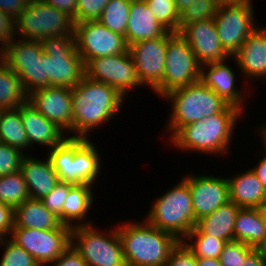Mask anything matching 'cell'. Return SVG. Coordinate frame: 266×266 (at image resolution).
Returning <instances> with one entry per match:
<instances>
[{"label":"cell","instance_id":"6da1fadb","mask_svg":"<svg viewBox=\"0 0 266 266\" xmlns=\"http://www.w3.org/2000/svg\"><path fill=\"white\" fill-rule=\"evenodd\" d=\"M71 99L73 135L67 136L86 139L93 129L118 115L126 101L113 87L86 76L71 89Z\"/></svg>","mask_w":266,"mask_h":266},{"label":"cell","instance_id":"7a4b0ae2","mask_svg":"<svg viewBox=\"0 0 266 266\" xmlns=\"http://www.w3.org/2000/svg\"><path fill=\"white\" fill-rule=\"evenodd\" d=\"M243 112L228 105L222 112L180 127L169 139L176 148L204 154H225L229 151L233 132ZM229 147V148H228Z\"/></svg>","mask_w":266,"mask_h":266},{"label":"cell","instance_id":"3957f363","mask_svg":"<svg viewBox=\"0 0 266 266\" xmlns=\"http://www.w3.org/2000/svg\"><path fill=\"white\" fill-rule=\"evenodd\" d=\"M126 223L117 226L126 266H166L179 240L147 220Z\"/></svg>","mask_w":266,"mask_h":266},{"label":"cell","instance_id":"277c9868","mask_svg":"<svg viewBox=\"0 0 266 266\" xmlns=\"http://www.w3.org/2000/svg\"><path fill=\"white\" fill-rule=\"evenodd\" d=\"M99 154L90 139L67 137L47 155L60 182L92 186L102 166Z\"/></svg>","mask_w":266,"mask_h":266},{"label":"cell","instance_id":"5b68a950","mask_svg":"<svg viewBox=\"0 0 266 266\" xmlns=\"http://www.w3.org/2000/svg\"><path fill=\"white\" fill-rule=\"evenodd\" d=\"M162 98L172 103L170 119L165 129L170 137L180 127L220 113L229 105L201 80L175 89Z\"/></svg>","mask_w":266,"mask_h":266},{"label":"cell","instance_id":"8992f818","mask_svg":"<svg viewBox=\"0 0 266 266\" xmlns=\"http://www.w3.org/2000/svg\"><path fill=\"white\" fill-rule=\"evenodd\" d=\"M147 215L146 220L151 225L182 241L196 225L188 183L182 178L172 189L157 197Z\"/></svg>","mask_w":266,"mask_h":266},{"label":"cell","instance_id":"52a82bcc","mask_svg":"<svg viewBox=\"0 0 266 266\" xmlns=\"http://www.w3.org/2000/svg\"><path fill=\"white\" fill-rule=\"evenodd\" d=\"M46 54L47 87L73 88L85 77V63L76 50L74 34L40 39Z\"/></svg>","mask_w":266,"mask_h":266},{"label":"cell","instance_id":"ba28073f","mask_svg":"<svg viewBox=\"0 0 266 266\" xmlns=\"http://www.w3.org/2000/svg\"><path fill=\"white\" fill-rule=\"evenodd\" d=\"M71 246L88 266H126L117 227L108 232L93 224L72 227Z\"/></svg>","mask_w":266,"mask_h":266},{"label":"cell","instance_id":"9c48e42d","mask_svg":"<svg viewBox=\"0 0 266 266\" xmlns=\"http://www.w3.org/2000/svg\"><path fill=\"white\" fill-rule=\"evenodd\" d=\"M14 22L19 39L40 40L74 34L73 18L42 0H30Z\"/></svg>","mask_w":266,"mask_h":266},{"label":"cell","instance_id":"30bf717a","mask_svg":"<svg viewBox=\"0 0 266 266\" xmlns=\"http://www.w3.org/2000/svg\"><path fill=\"white\" fill-rule=\"evenodd\" d=\"M0 58L17 74L27 94L47 87L46 54L39 40L15 38L0 51Z\"/></svg>","mask_w":266,"mask_h":266},{"label":"cell","instance_id":"8fae6325","mask_svg":"<svg viewBox=\"0 0 266 266\" xmlns=\"http://www.w3.org/2000/svg\"><path fill=\"white\" fill-rule=\"evenodd\" d=\"M201 65L186 40L178 33L167 38L166 61L161 84L154 90L163 97L200 80Z\"/></svg>","mask_w":266,"mask_h":266},{"label":"cell","instance_id":"7c38bea8","mask_svg":"<svg viewBox=\"0 0 266 266\" xmlns=\"http://www.w3.org/2000/svg\"><path fill=\"white\" fill-rule=\"evenodd\" d=\"M252 1L218 5L213 18L224 50L232 57L258 27Z\"/></svg>","mask_w":266,"mask_h":266},{"label":"cell","instance_id":"4fadbf2b","mask_svg":"<svg viewBox=\"0 0 266 266\" xmlns=\"http://www.w3.org/2000/svg\"><path fill=\"white\" fill-rule=\"evenodd\" d=\"M71 229L36 230L13 227L9 238L28 252L40 266H47L71 246Z\"/></svg>","mask_w":266,"mask_h":266},{"label":"cell","instance_id":"5bb4252c","mask_svg":"<svg viewBox=\"0 0 266 266\" xmlns=\"http://www.w3.org/2000/svg\"><path fill=\"white\" fill-rule=\"evenodd\" d=\"M85 76L108 84L123 97L131 90L142 87L129 50L126 53L90 59L85 64Z\"/></svg>","mask_w":266,"mask_h":266},{"label":"cell","instance_id":"9a60e30c","mask_svg":"<svg viewBox=\"0 0 266 266\" xmlns=\"http://www.w3.org/2000/svg\"><path fill=\"white\" fill-rule=\"evenodd\" d=\"M76 50L86 64L90 59L126 53L129 46L121 34L111 31L99 21L74 24Z\"/></svg>","mask_w":266,"mask_h":266},{"label":"cell","instance_id":"2e32d148","mask_svg":"<svg viewBox=\"0 0 266 266\" xmlns=\"http://www.w3.org/2000/svg\"><path fill=\"white\" fill-rule=\"evenodd\" d=\"M172 32L167 31L156 39H147L129 45V52L135 64L136 73L142 86L147 85L154 91L163 80L167 38Z\"/></svg>","mask_w":266,"mask_h":266},{"label":"cell","instance_id":"e0dca14e","mask_svg":"<svg viewBox=\"0 0 266 266\" xmlns=\"http://www.w3.org/2000/svg\"><path fill=\"white\" fill-rule=\"evenodd\" d=\"M183 179L190 188L195 221L209 215L230 201L226 177L187 174Z\"/></svg>","mask_w":266,"mask_h":266},{"label":"cell","instance_id":"ac0fdd59","mask_svg":"<svg viewBox=\"0 0 266 266\" xmlns=\"http://www.w3.org/2000/svg\"><path fill=\"white\" fill-rule=\"evenodd\" d=\"M179 34L191 47L201 66L209 63L222 62L232 58L220 43L213 19L184 25L179 30Z\"/></svg>","mask_w":266,"mask_h":266},{"label":"cell","instance_id":"d6986e66","mask_svg":"<svg viewBox=\"0 0 266 266\" xmlns=\"http://www.w3.org/2000/svg\"><path fill=\"white\" fill-rule=\"evenodd\" d=\"M28 102L66 134L72 133L71 88L42 87L28 94Z\"/></svg>","mask_w":266,"mask_h":266},{"label":"cell","instance_id":"ffe728a7","mask_svg":"<svg viewBox=\"0 0 266 266\" xmlns=\"http://www.w3.org/2000/svg\"><path fill=\"white\" fill-rule=\"evenodd\" d=\"M244 78L266 80V29L258 27L246 38L232 56Z\"/></svg>","mask_w":266,"mask_h":266},{"label":"cell","instance_id":"44dd1931","mask_svg":"<svg viewBox=\"0 0 266 266\" xmlns=\"http://www.w3.org/2000/svg\"><path fill=\"white\" fill-rule=\"evenodd\" d=\"M228 59L222 62L209 63L201 66L200 80L216 92L226 103L242 109L246 103L245 97L241 90L235 87V78L237 79L234 69L228 64ZM244 104V105H243Z\"/></svg>","mask_w":266,"mask_h":266},{"label":"cell","instance_id":"7402d4cb","mask_svg":"<svg viewBox=\"0 0 266 266\" xmlns=\"http://www.w3.org/2000/svg\"><path fill=\"white\" fill-rule=\"evenodd\" d=\"M19 109L31 148L37 143L52 149L68 137L61 128L38 112L28 101Z\"/></svg>","mask_w":266,"mask_h":266},{"label":"cell","instance_id":"603a6c76","mask_svg":"<svg viewBox=\"0 0 266 266\" xmlns=\"http://www.w3.org/2000/svg\"><path fill=\"white\" fill-rule=\"evenodd\" d=\"M20 172L26 181L30 198L33 199L41 200L59 183L57 173L48 157L41 161L32 155H25Z\"/></svg>","mask_w":266,"mask_h":266},{"label":"cell","instance_id":"cb8c5ba5","mask_svg":"<svg viewBox=\"0 0 266 266\" xmlns=\"http://www.w3.org/2000/svg\"><path fill=\"white\" fill-rule=\"evenodd\" d=\"M167 30L162 27L145 0H131L126 28V42L129 45L147 39L163 36Z\"/></svg>","mask_w":266,"mask_h":266},{"label":"cell","instance_id":"d4e9b609","mask_svg":"<svg viewBox=\"0 0 266 266\" xmlns=\"http://www.w3.org/2000/svg\"><path fill=\"white\" fill-rule=\"evenodd\" d=\"M248 169L234 177H227L230 201L240 208H264L266 190L253 171Z\"/></svg>","mask_w":266,"mask_h":266},{"label":"cell","instance_id":"484cf974","mask_svg":"<svg viewBox=\"0 0 266 266\" xmlns=\"http://www.w3.org/2000/svg\"><path fill=\"white\" fill-rule=\"evenodd\" d=\"M239 209L240 207L234 202L228 201L196 221L195 227L189 233H204L227 242L233 241L235 219Z\"/></svg>","mask_w":266,"mask_h":266},{"label":"cell","instance_id":"4316f807","mask_svg":"<svg viewBox=\"0 0 266 266\" xmlns=\"http://www.w3.org/2000/svg\"><path fill=\"white\" fill-rule=\"evenodd\" d=\"M36 230H49L55 228H71L60 222L41 200L29 198L14 208V226Z\"/></svg>","mask_w":266,"mask_h":266},{"label":"cell","instance_id":"83f0119b","mask_svg":"<svg viewBox=\"0 0 266 266\" xmlns=\"http://www.w3.org/2000/svg\"><path fill=\"white\" fill-rule=\"evenodd\" d=\"M91 188L92 186L87 184H74L71 186L62 207V224L70 226L71 228L80 225L94 224L92 220L84 222L93 205L94 194ZM75 220L78 221L76 224L73 222Z\"/></svg>","mask_w":266,"mask_h":266},{"label":"cell","instance_id":"f1b7e54d","mask_svg":"<svg viewBox=\"0 0 266 266\" xmlns=\"http://www.w3.org/2000/svg\"><path fill=\"white\" fill-rule=\"evenodd\" d=\"M265 237L263 208H240L235 219L234 240L256 248Z\"/></svg>","mask_w":266,"mask_h":266},{"label":"cell","instance_id":"f546056e","mask_svg":"<svg viewBox=\"0 0 266 266\" xmlns=\"http://www.w3.org/2000/svg\"><path fill=\"white\" fill-rule=\"evenodd\" d=\"M28 101L21 80L0 58V110L15 109Z\"/></svg>","mask_w":266,"mask_h":266},{"label":"cell","instance_id":"4dcf8cb0","mask_svg":"<svg viewBox=\"0 0 266 266\" xmlns=\"http://www.w3.org/2000/svg\"><path fill=\"white\" fill-rule=\"evenodd\" d=\"M0 142L22 152L31 148L19 108L0 110Z\"/></svg>","mask_w":266,"mask_h":266},{"label":"cell","instance_id":"1f68e13d","mask_svg":"<svg viewBox=\"0 0 266 266\" xmlns=\"http://www.w3.org/2000/svg\"><path fill=\"white\" fill-rule=\"evenodd\" d=\"M131 0H110L104 7L99 22L126 39V28Z\"/></svg>","mask_w":266,"mask_h":266},{"label":"cell","instance_id":"d6a6232c","mask_svg":"<svg viewBox=\"0 0 266 266\" xmlns=\"http://www.w3.org/2000/svg\"><path fill=\"white\" fill-rule=\"evenodd\" d=\"M30 198L26 181L19 171L0 177V201L13 209Z\"/></svg>","mask_w":266,"mask_h":266},{"label":"cell","instance_id":"836d02e7","mask_svg":"<svg viewBox=\"0 0 266 266\" xmlns=\"http://www.w3.org/2000/svg\"><path fill=\"white\" fill-rule=\"evenodd\" d=\"M189 239L191 241H189ZM197 258L219 259L227 241L204 233H188L182 240Z\"/></svg>","mask_w":266,"mask_h":266},{"label":"cell","instance_id":"e575fe53","mask_svg":"<svg viewBox=\"0 0 266 266\" xmlns=\"http://www.w3.org/2000/svg\"><path fill=\"white\" fill-rule=\"evenodd\" d=\"M147 6L167 31L178 33L180 30V15L176 11L174 0H145Z\"/></svg>","mask_w":266,"mask_h":266},{"label":"cell","instance_id":"d590c367","mask_svg":"<svg viewBox=\"0 0 266 266\" xmlns=\"http://www.w3.org/2000/svg\"><path fill=\"white\" fill-rule=\"evenodd\" d=\"M2 245L5 250L0 266H40L28 252L10 238L0 239V246Z\"/></svg>","mask_w":266,"mask_h":266},{"label":"cell","instance_id":"8d00e7d4","mask_svg":"<svg viewBox=\"0 0 266 266\" xmlns=\"http://www.w3.org/2000/svg\"><path fill=\"white\" fill-rule=\"evenodd\" d=\"M218 4L215 1L195 0L180 14V29L192 22L213 19Z\"/></svg>","mask_w":266,"mask_h":266},{"label":"cell","instance_id":"74e56055","mask_svg":"<svg viewBox=\"0 0 266 266\" xmlns=\"http://www.w3.org/2000/svg\"><path fill=\"white\" fill-rule=\"evenodd\" d=\"M26 152L0 142V177L20 171Z\"/></svg>","mask_w":266,"mask_h":266},{"label":"cell","instance_id":"f35d334b","mask_svg":"<svg viewBox=\"0 0 266 266\" xmlns=\"http://www.w3.org/2000/svg\"><path fill=\"white\" fill-rule=\"evenodd\" d=\"M254 249L243 242L229 241L225 244L220 255L222 266H241L247 255Z\"/></svg>","mask_w":266,"mask_h":266},{"label":"cell","instance_id":"ab89813d","mask_svg":"<svg viewBox=\"0 0 266 266\" xmlns=\"http://www.w3.org/2000/svg\"><path fill=\"white\" fill-rule=\"evenodd\" d=\"M73 184L60 182L53 188V190L41 199L43 205L50 210L62 223V207L66 201L69 190Z\"/></svg>","mask_w":266,"mask_h":266},{"label":"cell","instance_id":"60d3db41","mask_svg":"<svg viewBox=\"0 0 266 266\" xmlns=\"http://www.w3.org/2000/svg\"><path fill=\"white\" fill-rule=\"evenodd\" d=\"M110 0H78L76 23L98 21L104 7Z\"/></svg>","mask_w":266,"mask_h":266},{"label":"cell","instance_id":"b9f144b4","mask_svg":"<svg viewBox=\"0 0 266 266\" xmlns=\"http://www.w3.org/2000/svg\"><path fill=\"white\" fill-rule=\"evenodd\" d=\"M166 266H198L197 257L179 241L170 252Z\"/></svg>","mask_w":266,"mask_h":266},{"label":"cell","instance_id":"7bdbcfd3","mask_svg":"<svg viewBox=\"0 0 266 266\" xmlns=\"http://www.w3.org/2000/svg\"><path fill=\"white\" fill-rule=\"evenodd\" d=\"M15 38L14 19L0 10V51L9 45Z\"/></svg>","mask_w":266,"mask_h":266},{"label":"cell","instance_id":"ee69618b","mask_svg":"<svg viewBox=\"0 0 266 266\" xmlns=\"http://www.w3.org/2000/svg\"><path fill=\"white\" fill-rule=\"evenodd\" d=\"M14 226V209L0 201V239L8 238Z\"/></svg>","mask_w":266,"mask_h":266},{"label":"cell","instance_id":"f6af8a7d","mask_svg":"<svg viewBox=\"0 0 266 266\" xmlns=\"http://www.w3.org/2000/svg\"><path fill=\"white\" fill-rule=\"evenodd\" d=\"M47 265L51 266H88L81 255L69 246L57 260Z\"/></svg>","mask_w":266,"mask_h":266},{"label":"cell","instance_id":"bcb514c9","mask_svg":"<svg viewBox=\"0 0 266 266\" xmlns=\"http://www.w3.org/2000/svg\"><path fill=\"white\" fill-rule=\"evenodd\" d=\"M29 2L30 0H0V10L15 20Z\"/></svg>","mask_w":266,"mask_h":266},{"label":"cell","instance_id":"7dc6e473","mask_svg":"<svg viewBox=\"0 0 266 266\" xmlns=\"http://www.w3.org/2000/svg\"><path fill=\"white\" fill-rule=\"evenodd\" d=\"M46 4L55 7L57 10L65 12L76 23V8L78 0H42Z\"/></svg>","mask_w":266,"mask_h":266},{"label":"cell","instance_id":"c3c4849f","mask_svg":"<svg viewBox=\"0 0 266 266\" xmlns=\"http://www.w3.org/2000/svg\"><path fill=\"white\" fill-rule=\"evenodd\" d=\"M251 170L266 190V156L262 157V159L257 164H255V167H252Z\"/></svg>","mask_w":266,"mask_h":266},{"label":"cell","instance_id":"681fc988","mask_svg":"<svg viewBox=\"0 0 266 266\" xmlns=\"http://www.w3.org/2000/svg\"><path fill=\"white\" fill-rule=\"evenodd\" d=\"M241 266H266V262L260 256L259 252L254 248L246 257L245 262Z\"/></svg>","mask_w":266,"mask_h":266},{"label":"cell","instance_id":"f907efd6","mask_svg":"<svg viewBox=\"0 0 266 266\" xmlns=\"http://www.w3.org/2000/svg\"><path fill=\"white\" fill-rule=\"evenodd\" d=\"M175 1V8L178 14L180 15L183 13L195 0H174ZM208 1H215V0H208Z\"/></svg>","mask_w":266,"mask_h":266},{"label":"cell","instance_id":"816d5d0a","mask_svg":"<svg viewBox=\"0 0 266 266\" xmlns=\"http://www.w3.org/2000/svg\"><path fill=\"white\" fill-rule=\"evenodd\" d=\"M198 266H222L220 259L197 258Z\"/></svg>","mask_w":266,"mask_h":266},{"label":"cell","instance_id":"f5cc1de1","mask_svg":"<svg viewBox=\"0 0 266 266\" xmlns=\"http://www.w3.org/2000/svg\"><path fill=\"white\" fill-rule=\"evenodd\" d=\"M255 249L259 252L260 256L266 262V237L259 243V245Z\"/></svg>","mask_w":266,"mask_h":266},{"label":"cell","instance_id":"db71d44e","mask_svg":"<svg viewBox=\"0 0 266 266\" xmlns=\"http://www.w3.org/2000/svg\"><path fill=\"white\" fill-rule=\"evenodd\" d=\"M247 1H252V0H215V2L218 5H222V4H241Z\"/></svg>","mask_w":266,"mask_h":266},{"label":"cell","instance_id":"11a10c76","mask_svg":"<svg viewBox=\"0 0 266 266\" xmlns=\"http://www.w3.org/2000/svg\"><path fill=\"white\" fill-rule=\"evenodd\" d=\"M260 129L259 133H260V136L262 138V141L264 143V153H265V156H266V122L265 124H263V126L261 125V127H258Z\"/></svg>","mask_w":266,"mask_h":266}]
</instances>
